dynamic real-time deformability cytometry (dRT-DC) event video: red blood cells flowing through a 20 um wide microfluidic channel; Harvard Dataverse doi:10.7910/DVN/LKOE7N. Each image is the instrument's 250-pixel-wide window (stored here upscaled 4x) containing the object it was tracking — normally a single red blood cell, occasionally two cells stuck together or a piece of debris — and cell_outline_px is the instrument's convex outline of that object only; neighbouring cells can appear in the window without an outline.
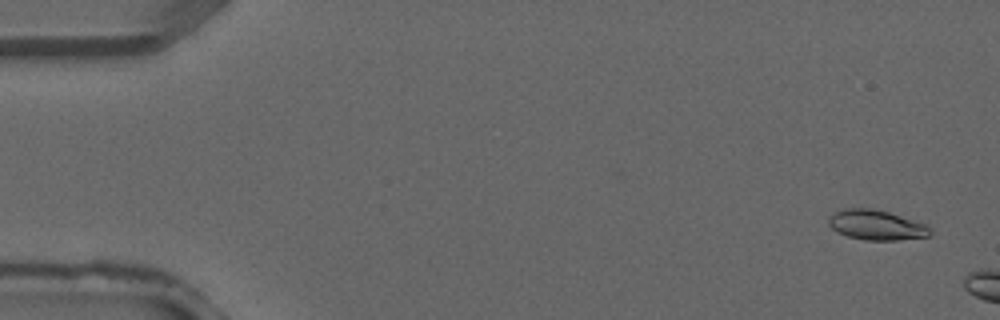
{"species": "common noctule bat (a hibernating species)", "species_latin": "Nyctalus noctula", "temperature_condition": "warm", "stored_images_in_passage": 5, "camera_frame_rate_fps": 3000, "um_per_image_px": 0.085, "animal": {"sex": "male", "forearm_length_mm": 52.5}, "frame": {"image": 1, "passage_image": 2, "time_ms": 0.333, "image_size_px": [1000, 320], "cell_outline_px": [[932, 232], [928, 236], [896, 240], [864, 240], [848, 236], [836, 232], [828, 224], [828, 220], [836, 212], [844, 208], [872, 208], [888, 212], [924, 224]], "centroid_in_image_um": [74.45, 19.13], "position_along_channel_um": 10.6, "area_um2": 17.4}}